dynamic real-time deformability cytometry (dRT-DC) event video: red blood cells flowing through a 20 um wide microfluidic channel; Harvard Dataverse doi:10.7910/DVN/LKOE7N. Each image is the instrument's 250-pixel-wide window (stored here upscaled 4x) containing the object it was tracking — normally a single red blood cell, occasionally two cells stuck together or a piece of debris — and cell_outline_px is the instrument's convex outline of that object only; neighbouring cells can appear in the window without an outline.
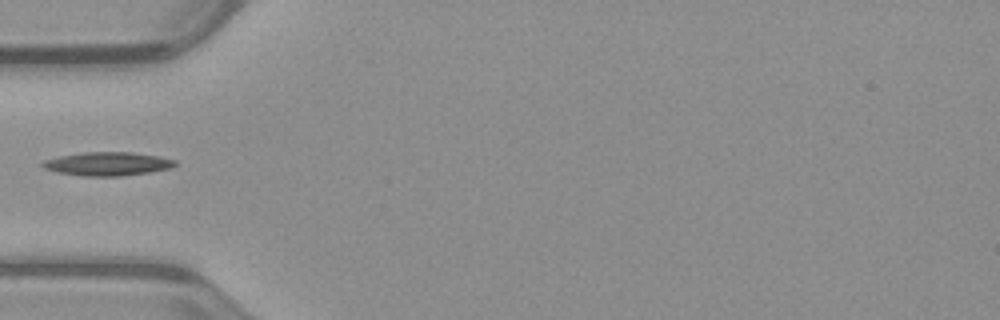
{"species": "common noctule bat (a hibernating species)", "species_latin": "Nyctalus noctula", "temperature_condition": "warm", "stored_images_in_passage": 29, "camera_frame_rate_fps": 3000, "um_per_image_px": 0.085, "animal": {"sex": "male", "body_mass_g": 23.1, "forearm_length_mm": 52.7}, "frame": {"image": 1, "passage_image": 1, "time_ms": 0.0, "image_size_px": [1000, 320], "cell_outline_px": [[176, 164], [172, 168], [148, 172], [120, 176], [80, 176], [56, 172], [44, 168], [40, 164], [44, 160], [60, 156], [84, 152], [132, 152], [160, 156], [176, 160]], "centroid_in_image_um": [9.14, 13.92], "position_along_channel_um": 75.9, "area_um2": 18.26}}
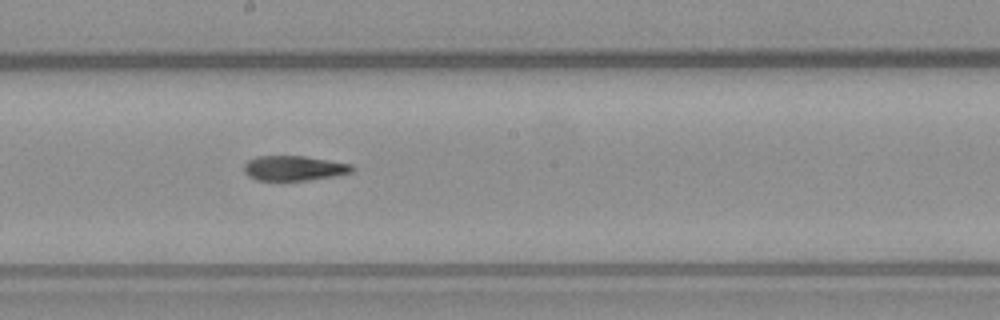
{"frame": {"image": 2, "passage_image": 12, "time_ms": 3.667, "image_size_px": [1000, 320], "cell_outline_px": [[356, 168], [352, 172], [332, 176], [304, 180], [256, 180], [248, 176], [244, 172], [244, 164], [248, 160], [256, 156], [304, 156], [352, 164]], "centroid_in_image_um": [24.97, 14.29], "position_along_channel_um": 223.2, "area_um2": 15.61}}
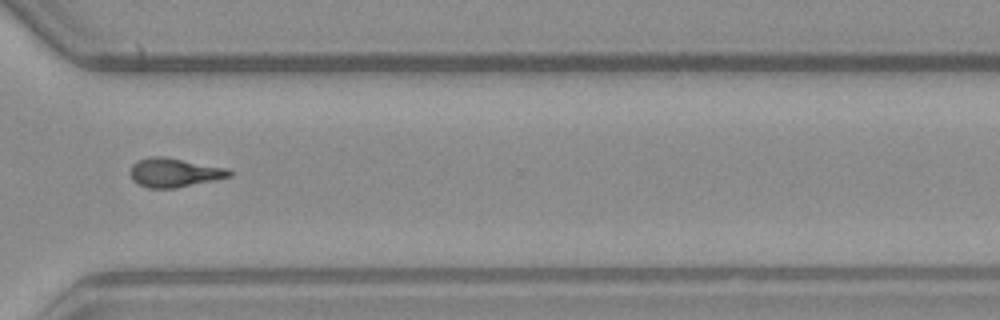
{"frame": {"image": 3, "passage_image": 22, "time_ms": 7.0, "image_size_px": [1000, 320], "cell_outline_px": [[232, 176], [176, 188], [148, 188], [132, 180], [132, 164], [136, 160], [148, 156], [164, 156], [228, 168], [232, 172]], "centroid_in_image_um": [14.82, 14.65], "position_along_channel_um": 355.8, "area_um2": 16.7}}